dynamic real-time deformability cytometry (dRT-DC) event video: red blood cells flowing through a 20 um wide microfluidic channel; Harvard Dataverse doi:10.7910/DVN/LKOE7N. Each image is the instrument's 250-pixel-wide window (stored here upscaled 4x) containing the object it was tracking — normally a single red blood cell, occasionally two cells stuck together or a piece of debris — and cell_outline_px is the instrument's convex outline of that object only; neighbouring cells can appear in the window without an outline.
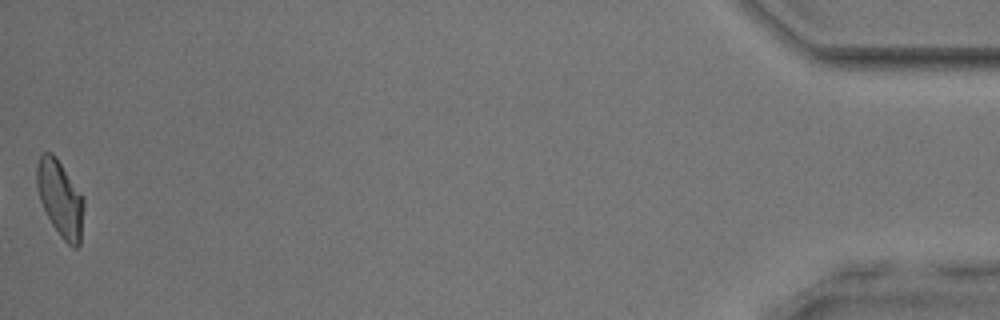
{"species": "common noctule bat (a hibernating species)", "species_latin": "Nyctalus noctula", "temperature_condition": "room temperature", "stored_images_in_passage": 53, "camera_frame_rate_fps": 3000, "um_per_image_px": 0.085, "animal": {"sex": "male", "body_mass_g": 17.9, "forearm_length_mm": 54.2}, "frame": {"image": 1, "passage_image": 53, "time_ms": 17.333, "image_size_px": [1000, 320], "cell_outline_px": [[84, 208], [80, 244], [76, 248], [72, 248], [60, 236], [52, 224], [40, 200], [36, 188], [36, 164], [40, 156], [44, 152], [52, 152], [56, 156], [84, 200]], "centroid_in_image_um": [5.1, 16.88], "position_along_channel_um": 430.1, "area_um2": 20.75}, "authors_computed_cell_mechanics": {"area_um2": 21.4438, "velocity_mm_per_s": 3.884, "shape_relaxation_time_tau1_ms": 5.674, "shape_relaxation_time_tau2_ms": 1.8054, "deformation_change_tau1": 0.1641, "deformation_change_tau2": 0.0731}}